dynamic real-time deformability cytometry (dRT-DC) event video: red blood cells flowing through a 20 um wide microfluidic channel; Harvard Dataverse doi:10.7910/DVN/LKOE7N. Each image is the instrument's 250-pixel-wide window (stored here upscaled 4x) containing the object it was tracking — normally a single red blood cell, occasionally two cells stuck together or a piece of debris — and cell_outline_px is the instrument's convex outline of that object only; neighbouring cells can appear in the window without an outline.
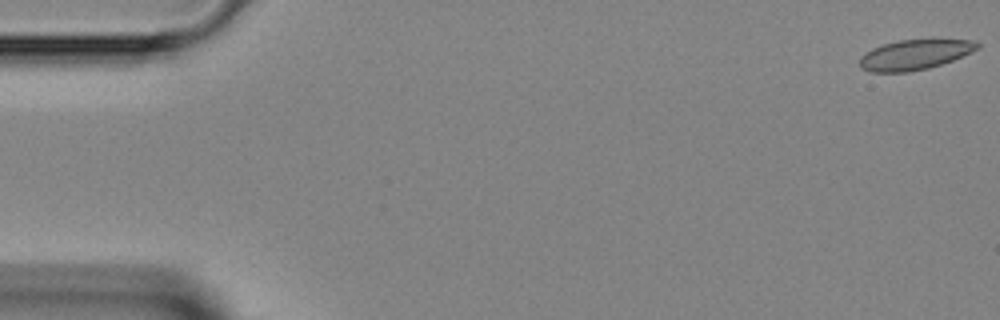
{"species": "Egyptian fruit bat (a non-hibernating species)", "species_latin": "Rousettus aegyptiacus", "temperature_condition": "room temperature", "stored_images_in_passage": 46, "camera_frame_rate_fps": 3000, "um_per_image_px": 0.085, "animal": {"sex": "female"}, "frame": {"image": 1, "passage_image": 1, "time_ms": 0.0, "image_size_px": [1000, 320], "cell_outline_px": [[980, 48], [952, 60], [928, 68], [908, 72], [868, 72], [860, 68], [860, 56], [872, 48], [884, 44], [900, 40], [972, 40], [980, 44]], "centroid_in_image_um": [77.71, 4.66], "position_along_channel_um": 7.3, "area_um2": 20.4}}
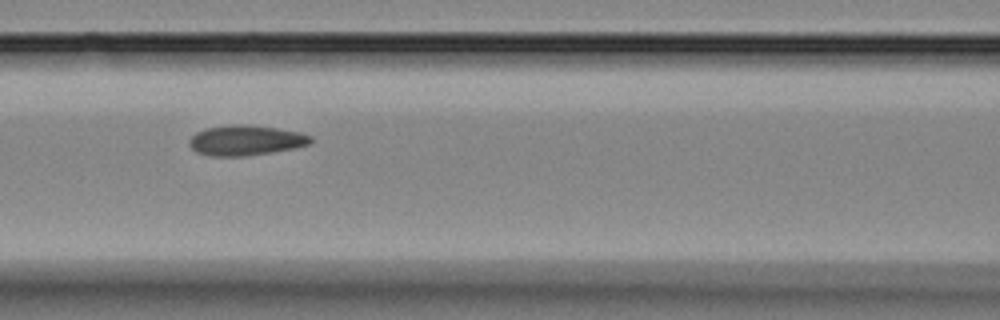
{"frame": {"image": 2, "passage_image": 20, "time_ms": 6.333, "image_size_px": [1000, 320], "cell_outline_px": [[312, 140], [308, 144], [296, 148], [244, 156], [208, 156], [196, 152], [188, 144], [188, 140], [196, 132], [204, 128], [232, 124], [248, 124], [276, 128], [300, 132], [312, 136]], "centroid_in_image_um": [20.85, 11.92], "position_along_channel_um": 145.7, "area_um2": 21.5}}
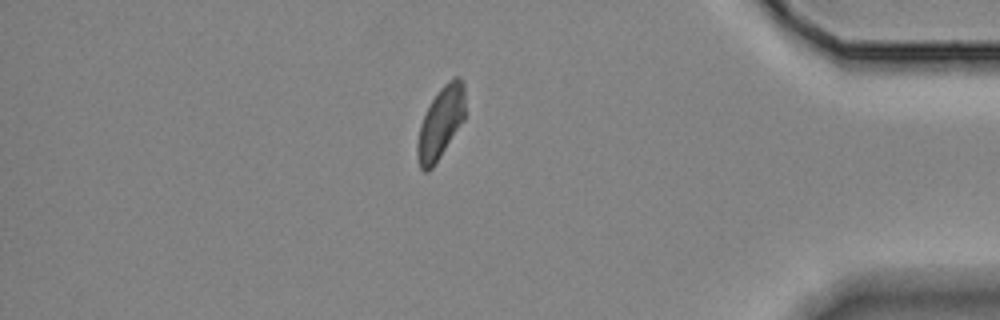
{"frame": {"image": 3, "passage_image": 40, "time_ms": 13.0, "image_size_px": [1000, 320], "cell_outline_px": [[464, 120], [432, 168], [428, 172], [424, 172], [420, 168], [416, 156], [416, 144], [420, 124], [432, 100], [440, 88], [452, 76], [460, 76], [464, 84]], "centroid_in_image_um": [37.44, 10.44], "position_along_channel_um": 397.8, "area_um2": 19.94}}